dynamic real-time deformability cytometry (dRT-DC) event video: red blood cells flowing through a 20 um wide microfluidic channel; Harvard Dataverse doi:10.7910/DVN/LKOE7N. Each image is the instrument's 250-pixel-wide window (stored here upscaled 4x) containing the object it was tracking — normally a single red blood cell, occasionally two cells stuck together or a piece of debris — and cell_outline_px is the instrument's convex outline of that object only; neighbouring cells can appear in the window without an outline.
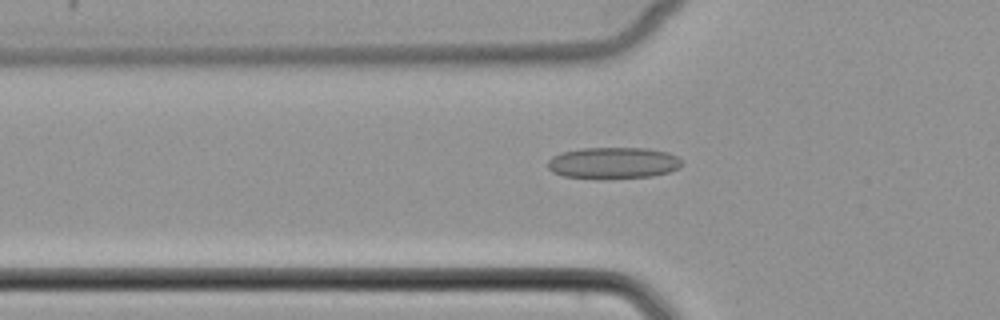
{"species": "common noctule bat (a hibernating species)", "species_latin": "Nyctalus noctula", "temperature_condition": "cold", "stored_images_in_passage": 52, "camera_frame_rate_fps": 3000, "um_per_image_px": 0.085, "animal": {"sex": "female", "body_mass_g": 22.7, "forearm_length_mm": 54.2}, "frame": {"image": 1, "passage_image": 18, "time_ms": 5.667, "image_size_px": [1000, 320], "cell_outline_px": [[680, 168], [668, 172], [652, 176], [564, 176], [552, 172], [548, 168], [548, 160], [552, 156], [560, 152], [580, 148], [648, 148], [668, 152], [676, 156], [680, 160]], "centroid_in_image_um": [52.11, 13.8], "position_along_channel_um": 73.7, "area_um2": 23.76}}
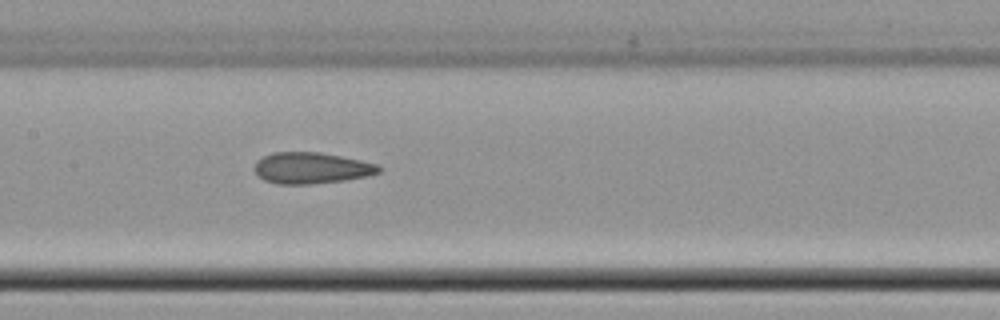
{"frame": {"image": 2, "passage_image": 26, "time_ms": 8.333, "image_size_px": [1000, 320], "cell_outline_px": [[384, 168], [380, 172], [368, 176], [344, 180], [308, 184], [276, 184], [264, 180], [256, 176], [252, 168], [256, 160], [272, 152], [320, 152], [360, 160], [376, 164]], "centroid_in_image_um": [26.42, 14.28], "position_along_channel_um": 181.0, "area_um2": 22.89}}
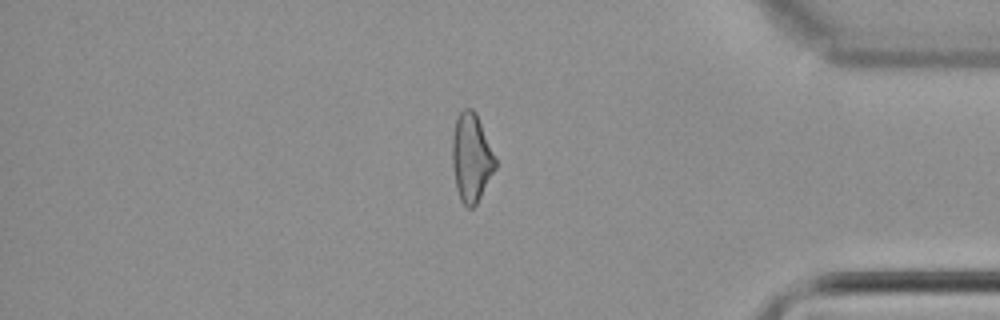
{"frame": {"image": 3, "passage_image": 44, "time_ms": 14.333, "image_size_px": [1000, 320], "cell_outline_px": [[496, 168], [476, 204], [472, 208], [468, 208], [460, 200], [456, 188], [452, 164], [452, 136], [456, 116], [464, 108], [472, 108], [476, 112], [496, 160]], "centroid_in_image_um": [40.04, 13.39], "position_along_channel_um": 395.2, "area_um2": 22.14}}